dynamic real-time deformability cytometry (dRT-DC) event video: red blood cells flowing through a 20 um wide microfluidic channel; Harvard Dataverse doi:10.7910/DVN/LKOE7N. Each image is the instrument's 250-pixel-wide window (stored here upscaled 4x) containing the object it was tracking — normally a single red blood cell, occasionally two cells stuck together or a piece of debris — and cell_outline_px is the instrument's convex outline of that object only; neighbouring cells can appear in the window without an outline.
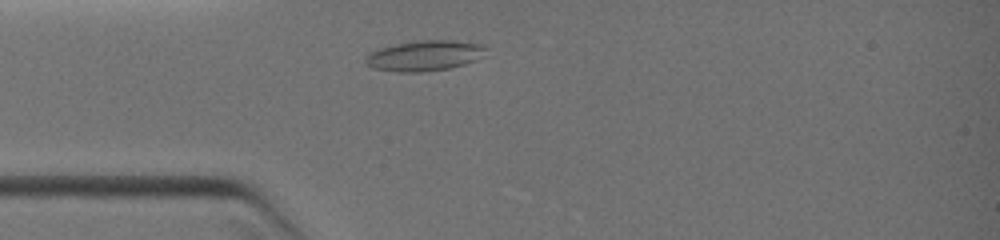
{"species": "common noctule bat (a hibernating species)", "species_latin": "Nyctalus noctula", "temperature_condition": "warm", "stored_images_in_passage": 7, "camera_frame_rate_fps": 3000, "um_per_image_px": 0.085, "animal": {"sex": "female", "body_mass_g": 19.0, "forearm_length_mm": 51.5}, "frame": {"image": 1, "passage_image": 4, "time_ms": 1.333, "image_size_px": [1000, 240], "cell_outline_px": [[484, 48], [476, 60], [464, 64], [448, 68], [420, 72], [396, 72], [372, 68], [364, 60], [364, 56], [368, 52], [380, 48], [396, 44], [420, 40], [452, 40], [484, 44]], "centroid_in_image_um": [36.0, 4.73], "position_along_channel_um": 49.0, "area_um2": 21.15}}